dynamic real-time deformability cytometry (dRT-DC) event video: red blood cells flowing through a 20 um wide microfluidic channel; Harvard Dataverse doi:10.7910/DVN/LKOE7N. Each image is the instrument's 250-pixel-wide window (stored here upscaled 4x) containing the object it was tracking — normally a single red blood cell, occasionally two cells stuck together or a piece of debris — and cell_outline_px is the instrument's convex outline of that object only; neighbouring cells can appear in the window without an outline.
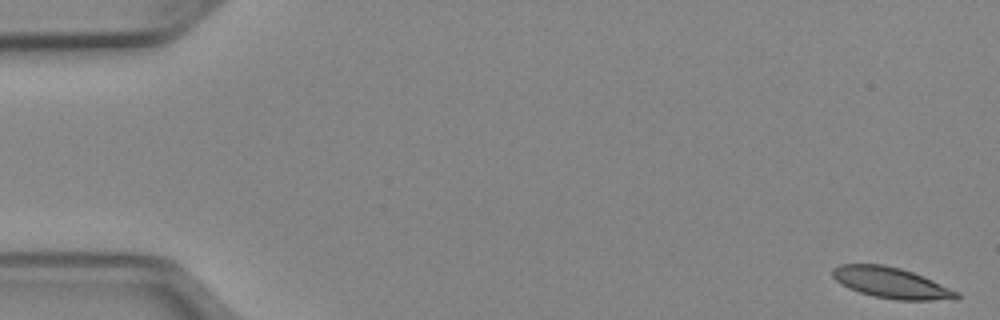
{"species": "Egyptian fruit bat (a non-hibernating species)", "species_latin": "Rousettus aegyptiacus", "temperature_condition": "cold", "stored_images_in_passage": 51, "camera_frame_rate_fps": 3000, "um_per_image_px": 0.085, "animal": {"sex": "female"}, "frame": {"image": 1, "passage_image": 1, "time_ms": 0.0, "image_size_px": [1000, 320], "cell_outline_px": [[960, 296], [956, 300], [896, 300], [872, 296], [848, 288], [840, 284], [832, 276], [832, 268], [840, 264], [884, 264], [900, 268], [912, 272], [932, 280], [960, 292]], "centroid_in_image_um": [75.76, 24.05], "position_along_channel_um": 9.2, "area_um2": 22.48}}
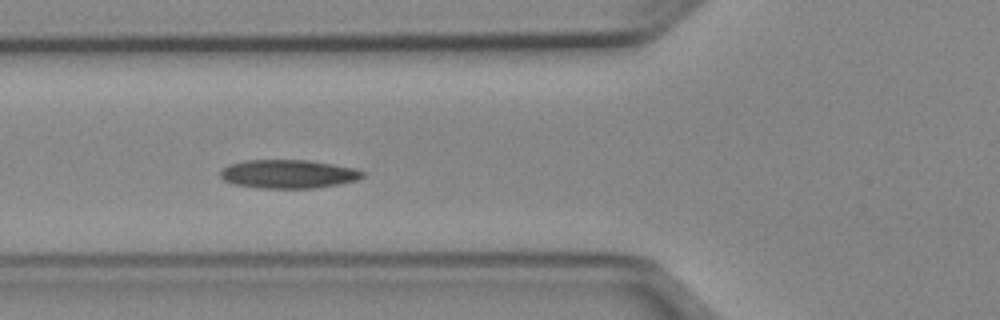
{"frame": {"image": 2, "passage_image": 19, "time_ms": 6.0, "image_size_px": [1000, 320], "cell_outline_px": [[364, 176], [356, 180], [336, 184], [312, 188], [260, 188], [236, 184], [224, 180], [220, 176], [220, 172], [228, 164], [244, 160], [308, 160], [356, 168], [364, 172]], "centroid_in_image_um": [24.49, 14.78], "position_along_channel_um": 101.3, "area_um2": 23.52}}
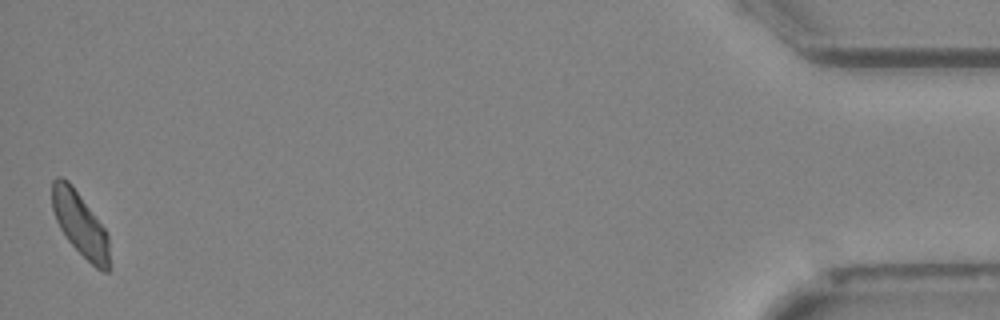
{"frame": {"image": 3, "passage_image": 51, "time_ms": 16.667, "image_size_px": [1000, 320], "cell_outline_px": [[108, 272], [104, 272], [96, 268], [68, 240], [60, 228], [56, 220], [52, 208], [52, 180], [56, 176], [60, 176], [68, 180], [72, 184], [104, 228], [108, 236]], "centroid_in_image_um": [6.77, 19.0], "position_along_channel_um": 428.4, "area_um2": 20.92}, "authors_computed_cell_mechanics": {"area_um2": 22.5998, "velocity_mm_per_s": 3.9252, "shape_relaxation_time_tau1_ms": 7.1747, "shape_relaxation_time_tau2_ms": 5.9265, "deformation_change_tau1": 0.1338, "deformation_change_tau2": 0.126}}